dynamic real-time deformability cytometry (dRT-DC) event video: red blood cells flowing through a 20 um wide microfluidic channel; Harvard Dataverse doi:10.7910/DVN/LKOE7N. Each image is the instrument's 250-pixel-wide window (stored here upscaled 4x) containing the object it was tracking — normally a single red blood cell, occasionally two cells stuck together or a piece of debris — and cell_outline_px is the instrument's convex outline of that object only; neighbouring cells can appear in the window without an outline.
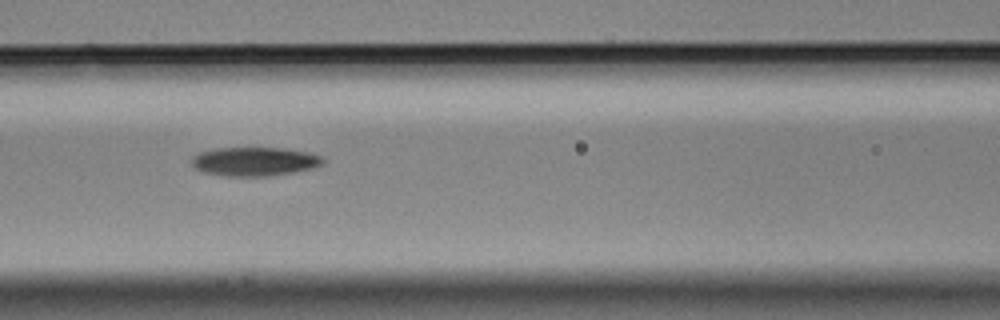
{"species": "Egyptian fruit bat (a non-hibernating species)", "species_latin": "Rousettus aegyptiacus", "temperature_condition": "cold", "stored_images_in_passage": 15, "camera_frame_rate_fps": 3000, "um_per_image_px": 0.085, "animal": {"sex": "male"}, "frame": {"image": 1, "passage_image": 6, "time_ms": 1.667, "image_size_px": [1000, 320], "cell_outline_px": [[324, 164], [312, 168], [296, 172], [272, 176], [220, 176], [200, 172], [192, 164], [192, 156], [200, 152], [220, 148], [284, 148], [308, 152], [320, 156], [324, 160]], "centroid_in_image_um": [21.63, 13.74], "position_along_channel_um": 145.0, "area_um2": 22.25}}
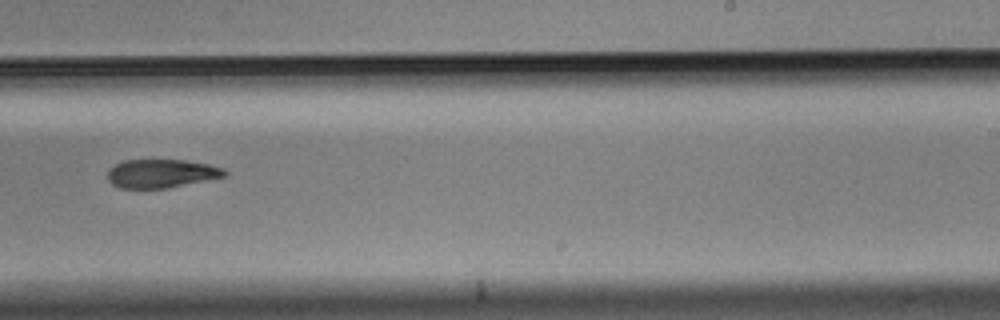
{"frame": {"image": 2, "passage_image": 9, "time_ms": 2.667, "image_size_px": [1000, 320], "cell_outline_px": [[228, 172], [224, 176], [168, 188], [120, 188], [112, 184], [108, 180], [108, 172], [116, 164], [124, 160], [184, 160], [208, 164], [224, 168]], "centroid_in_image_um": [13.72, 14.75], "position_along_channel_um": 275.3, "area_um2": 19.25}}
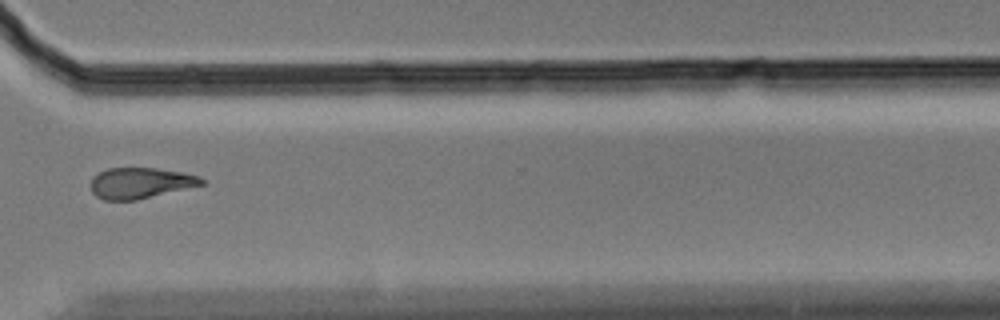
{"frame": {"image": 3, "passage_image": 11, "time_ms": 3.333, "image_size_px": [1000, 320], "cell_outline_px": [[204, 184], [136, 200], [104, 200], [96, 196], [92, 192], [92, 176], [108, 168], [156, 168], [184, 172], [200, 176], [204, 180]], "centroid_in_image_um": [11.94, 15.55], "position_along_channel_um": 358.7, "area_um2": 19.83}}